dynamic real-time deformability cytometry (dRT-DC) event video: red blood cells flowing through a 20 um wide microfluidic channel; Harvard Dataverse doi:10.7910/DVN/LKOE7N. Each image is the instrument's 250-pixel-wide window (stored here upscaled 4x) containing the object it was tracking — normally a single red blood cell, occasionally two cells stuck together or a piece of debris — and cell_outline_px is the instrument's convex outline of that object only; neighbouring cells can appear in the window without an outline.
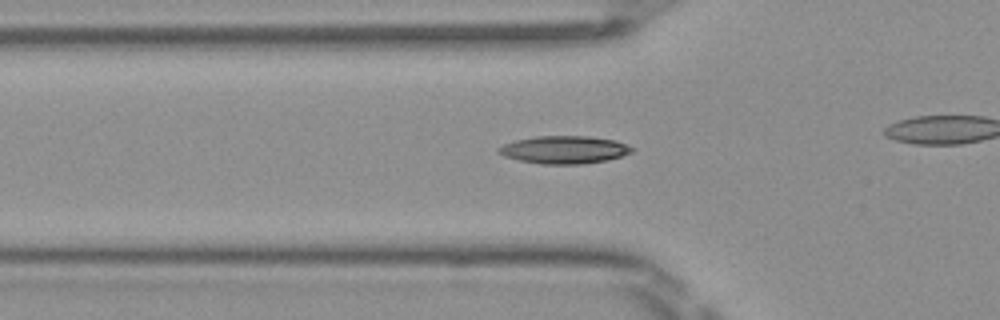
{"species": "Egyptian fruit bat (a non-hibernating species)", "species_latin": "Rousettus aegyptiacus", "temperature_condition": "room temperature", "stored_images_in_passage": 40, "camera_frame_rate_fps": 3000, "um_per_image_px": 0.085, "frame": {"image": 1, "passage_image": 17, "time_ms": 5.333, "image_size_px": [1000, 320], "cell_outline_px": [[636, 148], [632, 152], [608, 160], [584, 164], [540, 164], [520, 160], [504, 156], [496, 152], [496, 148], [504, 144], [516, 140], [536, 136], [588, 136], [616, 140]], "centroid_in_image_um": [47.97, 12.73], "position_along_channel_um": 77.8, "area_um2": 21.68}}
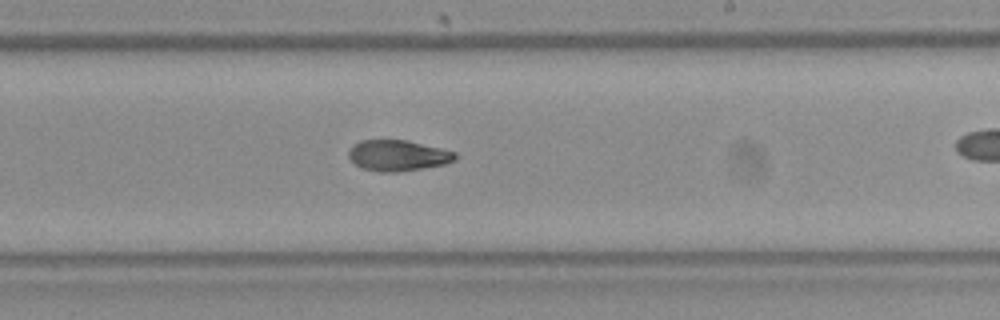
{"frame": {"image": 2, "passage_image": 30, "time_ms": 9.667, "image_size_px": [1000, 320], "cell_outline_px": [[456, 160], [448, 164], [396, 172], [380, 172], [360, 168], [348, 156], [348, 152], [352, 144], [360, 140], [408, 140], [456, 152]], "centroid_in_image_um": [33.81, 13.21], "position_along_channel_um": 255.2, "area_um2": 19.31}}
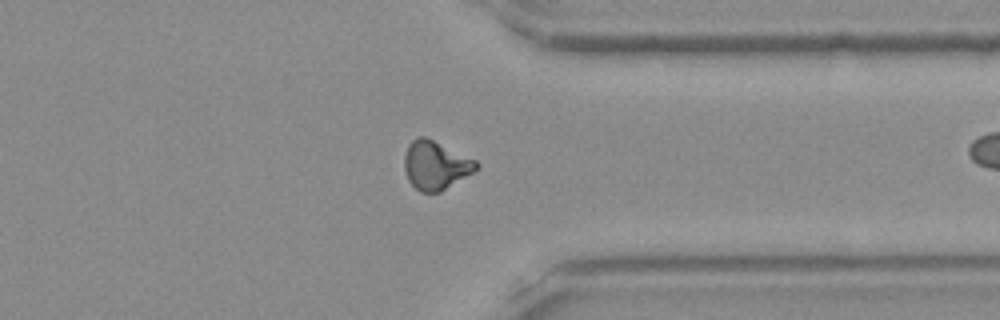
{"frame": {"image": 3, "passage_image": 39, "time_ms": 12.667, "image_size_px": [1000, 320], "cell_outline_px": [[480, 164], [472, 172], [440, 192], [420, 192], [408, 180], [404, 168], [404, 156], [408, 144], [412, 140], [420, 136], [424, 136], [476, 160]], "centroid_in_image_um": [36.99, 14.04], "position_along_channel_um": 374.4, "area_um2": 20.06}}